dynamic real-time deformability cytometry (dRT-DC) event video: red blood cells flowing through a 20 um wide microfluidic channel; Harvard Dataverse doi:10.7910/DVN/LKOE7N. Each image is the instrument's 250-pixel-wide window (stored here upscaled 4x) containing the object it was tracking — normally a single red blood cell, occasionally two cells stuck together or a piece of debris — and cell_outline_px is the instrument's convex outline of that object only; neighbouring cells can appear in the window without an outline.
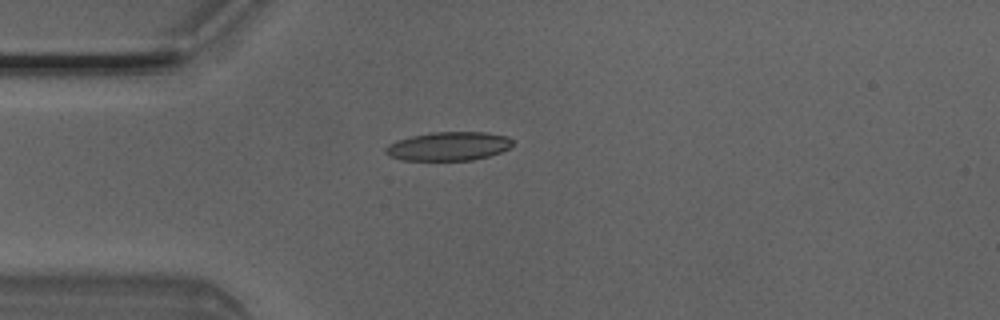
{"species": "Egyptian fruit bat (a non-hibernating species)", "species_latin": "Rousettus aegyptiacus", "temperature_condition": "room temperature", "stored_images_in_passage": 2, "camera_frame_rate_fps": 3000, "um_per_image_px": 0.085, "animal": {"sex": "male"}, "frame": {"image": 1, "passage_image": 2, "time_ms": 0.333, "image_size_px": [1000, 320], "cell_outline_px": [[512, 144], [508, 148], [500, 152], [488, 156], [472, 160], [400, 160], [384, 152], [384, 148], [388, 144], [396, 140], [412, 136], [432, 132], [484, 132], [508, 136], [512, 140]], "centroid_in_image_um": [38.1, 12.42], "position_along_channel_um": 46.9, "area_um2": 21.21}}